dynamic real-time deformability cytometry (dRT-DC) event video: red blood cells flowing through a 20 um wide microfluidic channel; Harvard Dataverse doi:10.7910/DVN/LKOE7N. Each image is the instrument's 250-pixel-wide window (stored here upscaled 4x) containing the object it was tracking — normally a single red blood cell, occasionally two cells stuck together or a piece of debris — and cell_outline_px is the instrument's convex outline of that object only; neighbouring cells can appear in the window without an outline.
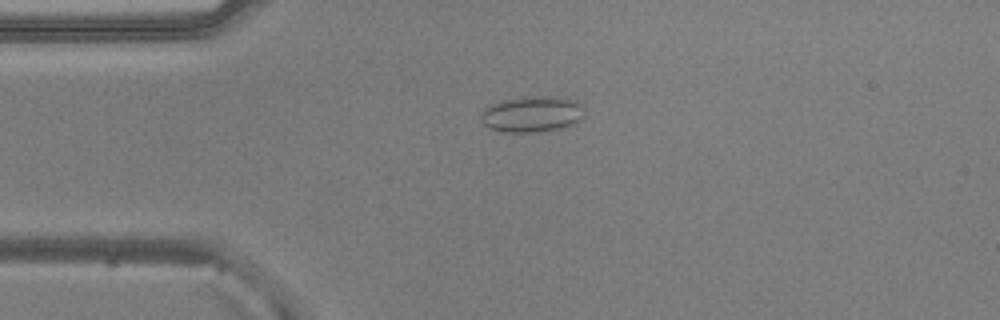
{"species": "common noctule bat (a hibernating species)", "species_latin": "Nyctalus noctula", "temperature_condition": "warm", "stored_images_in_passage": 41, "camera_frame_rate_fps": 3000, "um_per_image_px": 0.085, "animal": {"sex": "male", "body_mass_g": 20.5, "forearm_length_mm": 52.5}, "frame": {"image": 1, "passage_image": 12, "time_ms": 3.667, "image_size_px": [1000, 320], "cell_outline_px": [[584, 116], [576, 124], [564, 128], [536, 132], [508, 132], [488, 128], [480, 120], [480, 116], [484, 108], [488, 104], [500, 100], [524, 96], [548, 96], [576, 100], [584, 104]], "centroid_in_image_um": [45.24, 9.69], "position_along_channel_um": 39.8, "area_um2": 22.31}}
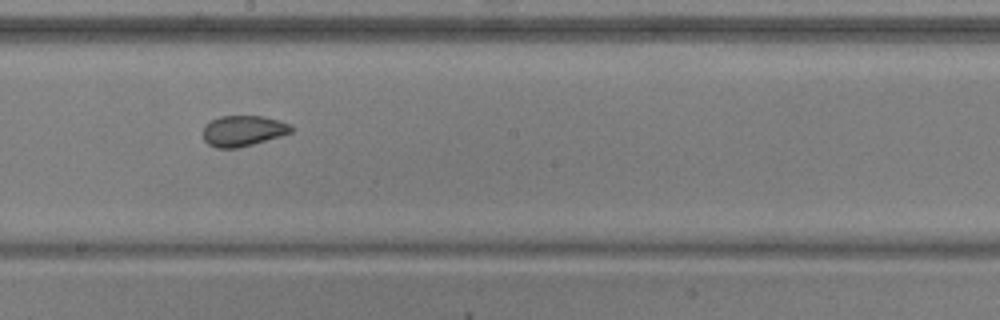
{"frame": {"image": 2, "passage_image": 28, "time_ms": 9.0, "image_size_px": [1000, 320], "cell_outline_px": [[292, 132], [280, 136], [252, 144], [236, 148], [216, 148], [208, 144], [204, 140], [204, 124], [220, 116], [264, 116], [280, 120], [292, 124]], "centroid_in_image_um": [20.67, 11.11], "position_along_channel_um": 227.5, "area_um2": 15.78}}
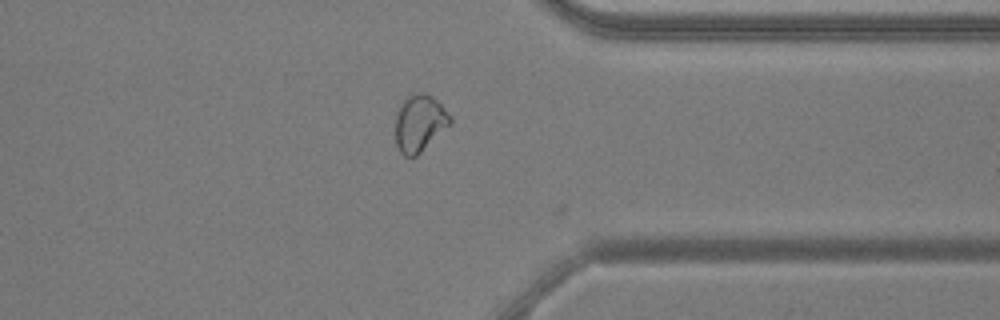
{"frame": {"image": 3, "passage_image": 40, "time_ms": 13.0, "image_size_px": [1000, 320], "cell_outline_px": [[452, 124], [416, 156], [404, 156], [400, 152], [396, 144], [396, 112], [400, 104], [408, 96], [416, 92], [424, 92], [432, 96], [452, 116]], "centroid_in_image_um": [35.68, 10.46], "position_along_channel_um": 375.7, "area_um2": 18.26}, "authors_computed_cell_mechanics": {"area_um2": 16.6464, "velocity_mm_per_s": 3.8844, "shape_relaxation_time_tau1_ms": 11.3634, "shape_relaxation_time_tau2_ms": 1.1352, "deformation_change_tau1": 0.1376, "deformation_change_tau2": 0.0623}}